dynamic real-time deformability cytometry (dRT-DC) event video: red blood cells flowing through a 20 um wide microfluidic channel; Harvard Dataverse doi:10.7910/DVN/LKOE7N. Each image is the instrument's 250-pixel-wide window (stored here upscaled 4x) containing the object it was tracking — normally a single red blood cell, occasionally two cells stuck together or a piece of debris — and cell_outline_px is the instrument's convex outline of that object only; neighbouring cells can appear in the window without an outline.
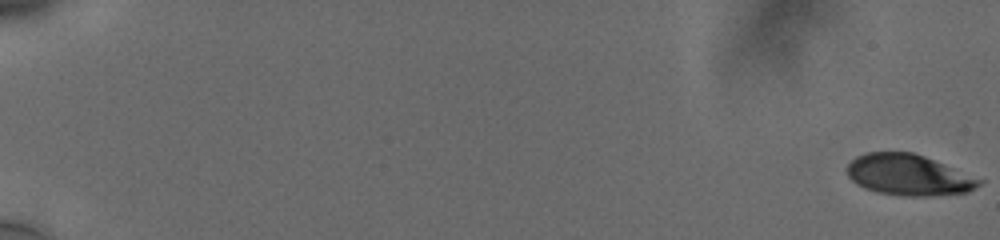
{"species": "human", "species_latin": "Homo sapiens", "temperature_condition": "cold", "stored_images_in_passage": 67, "camera_frame_rate_fps": 3000, "um_per_image_px": 0.085, "donor": {"sex": "male"}, "frame": {"image": 1, "passage_image": 1, "time_ms": 0.0, "image_size_px": [1000, 240], "cell_outline_px": [[984, 180], [980, 184], [964, 192], [924, 196], [912, 196], [880, 192], [868, 188], [852, 180], [848, 176], [848, 164], [856, 156], [868, 152], [912, 152], [924, 156]], "centroid_in_image_um": [77.23, 14.84], "position_along_channel_um": 7.8, "area_um2": 30.69}}
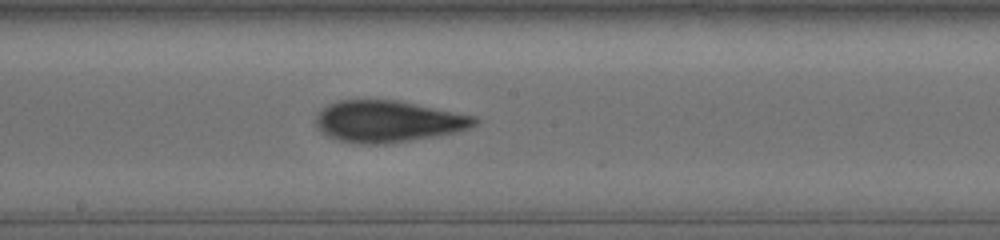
{"frame": {"image": 2, "passage_image": 38, "time_ms": 11.333, "image_size_px": [1000, 240], "cell_outline_px": [[480, 120], [476, 124], [468, 128], [456, 132], [384, 144], [364, 144], [340, 140], [328, 136], [316, 124], [316, 116], [328, 104], [340, 100], [396, 100], [476, 116]], "centroid_in_image_um": [33.0, 10.31], "position_along_channel_um": 215.2, "area_um2": 37.86}}
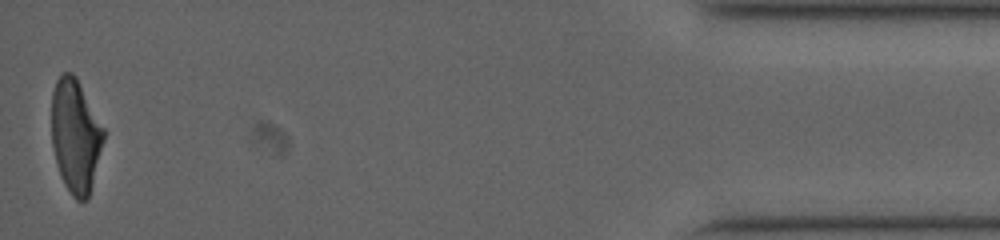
{"frame": {"image": 3, "passage_image": 66, "time_ms": 19.0, "image_size_px": [1000, 240], "cell_outline_px": [[104, 140], [88, 196], [84, 200], [76, 200], [72, 196], [64, 184], [56, 164], [52, 144], [52, 92], [56, 80], [64, 72], [72, 72], [76, 76], [104, 128]], "centroid_in_image_um": [6.4, 11.52], "position_along_channel_um": 428.8, "area_um2": 34.1}, "authors_computed_cell_mechanics": {"area_um2": 35.6048, "velocity_mm_per_s": 3.7672, "shape_relaxation_time_tau1_ms": 6.0716, "shape_relaxation_time_tau2_ms": 2.2516, "deformation_change_tau1": 0.1828, "deformation_change_tau2": 0.0919}}